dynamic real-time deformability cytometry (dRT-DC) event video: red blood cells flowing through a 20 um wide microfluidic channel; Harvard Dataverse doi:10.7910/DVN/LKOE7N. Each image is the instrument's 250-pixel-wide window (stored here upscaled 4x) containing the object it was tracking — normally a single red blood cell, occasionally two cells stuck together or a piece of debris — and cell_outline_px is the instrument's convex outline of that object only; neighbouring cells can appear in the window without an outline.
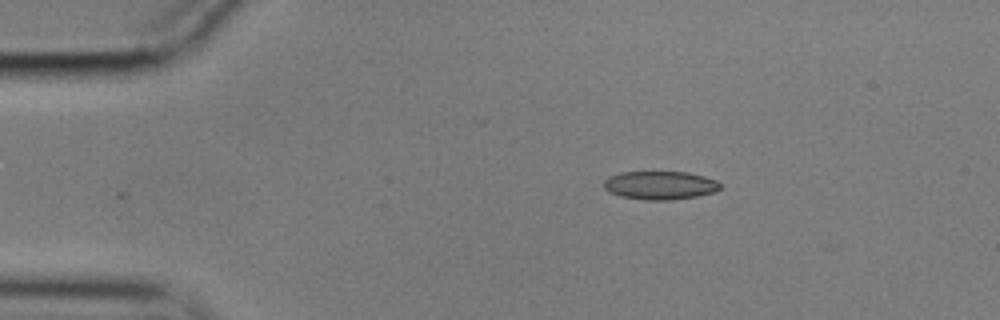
{"species": "common noctule bat (a hibernating species)", "species_latin": "Nyctalus noctula", "temperature_condition": "cold", "stored_images_in_passage": 46, "camera_frame_rate_fps": 3000, "um_per_image_px": 0.085, "animal": {"sex": "male", "body_mass_g": 17.9}, "frame": {"image": 1, "passage_image": 1, "time_ms": 0.0, "image_size_px": [1000, 320], "cell_outline_px": [[724, 184], [720, 188], [712, 192], [696, 196], [672, 200], [644, 200], [620, 196], [608, 192], [604, 188], [604, 180], [608, 176], [620, 172], [688, 172], [704, 176], [716, 180]], "centroid_in_image_um": [56.09, 15.75], "position_along_channel_um": 28.9, "area_um2": 19.42}}
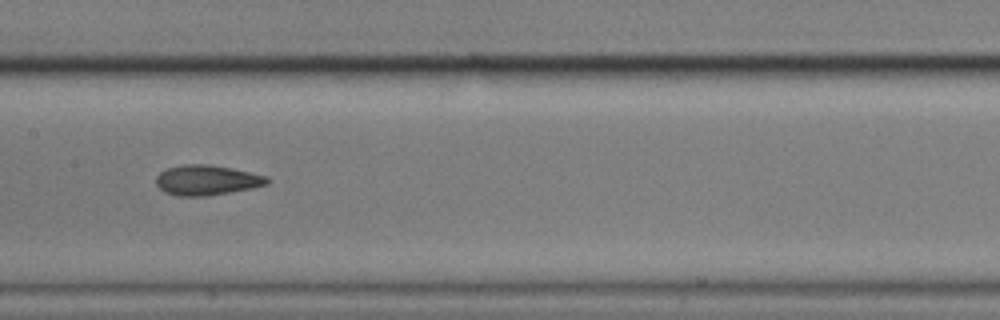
{"frame": {"image": 2, "passage_image": 19, "time_ms": 6.0, "image_size_px": [1000, 320], "cell_outline_px": [[268, 184], [252, 188], [208, 196], [176, 196], [164, 192], [156, 184], [156, 176], [160, 172], [168, 168], [184, 164], [208, 164], [232, 168], [268, 176]], "centroid_in_image_um": [17.57, 15.31], "position_along_channel_um": 189.8, "area_um2": 19.54}}
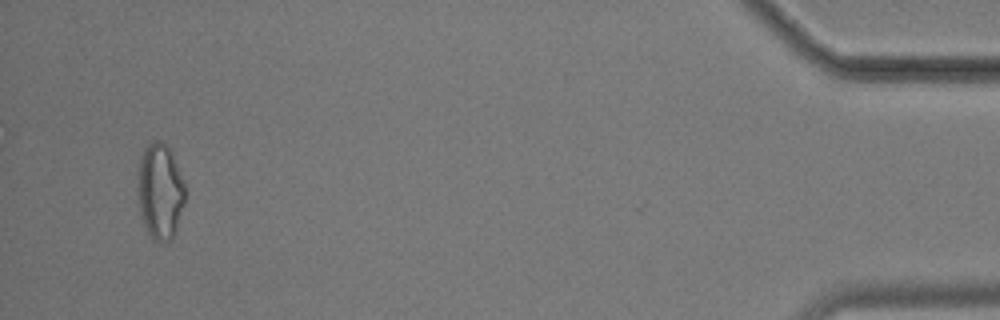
{"frame": {"image": 3, "passage_image": 45, "time_ms": 14.667, "image_size_px": [1000, 320], "cell_outline_px": [[184, 204], [176, 232], [172, 240], [152, 240], [144, 224], [140, 208], [140, 160], [144, 148], [152, 140], [160, 140], [172, 152], [184, 184]], "centroid_in_image_um": [13.65, 16.27], "position_along_channel_um": 421.6, "area_um2": 25.66}, "authors_computed_cell_mechanics": {"area_um2": 19.7098, "velocity_mm_per_s": 3.5623, "shape_relaxation_time_tau1_ms": null, "shape_relaxation_time_tau2_ms": 5.6253, "deformation_change_tau1": null, "deformation_change_tau2": 0.1047}}